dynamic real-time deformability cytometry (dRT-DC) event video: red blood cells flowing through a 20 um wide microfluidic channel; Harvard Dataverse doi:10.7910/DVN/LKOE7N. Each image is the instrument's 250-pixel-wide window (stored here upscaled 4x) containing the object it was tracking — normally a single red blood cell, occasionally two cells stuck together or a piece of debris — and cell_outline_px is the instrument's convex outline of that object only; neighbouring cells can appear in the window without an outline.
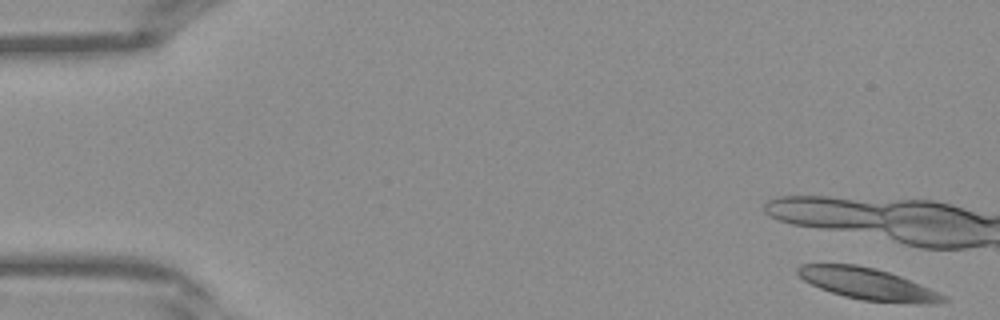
{"species": "Egyptian fruit bat (a non-hibernating species)", "species_latin": "Rousettus aegyptiacus", "temperature_condition": "warm", "stored_images_in_passage": 5, "camera_frame_rate_fps": 3000, "um_per_image_px": 0.085, "frame": {"image": 1, "passage_image": 1, "time_ms": 0.0, "image_size_px": [1000, 320], "cell_outline_px": [[948, 300], [940, 304], [916, 304], [864, 300], [844, 296], [820, 288], [804, 280], [796, 272], [796, 268], [800, 264], [856, 264], [876, 268], [900, 276], [948, 296]], "centroid_in_image_um": [73.8, 24.14], "position_along_channel_um": 11.2, "area_um2": 26.82}}